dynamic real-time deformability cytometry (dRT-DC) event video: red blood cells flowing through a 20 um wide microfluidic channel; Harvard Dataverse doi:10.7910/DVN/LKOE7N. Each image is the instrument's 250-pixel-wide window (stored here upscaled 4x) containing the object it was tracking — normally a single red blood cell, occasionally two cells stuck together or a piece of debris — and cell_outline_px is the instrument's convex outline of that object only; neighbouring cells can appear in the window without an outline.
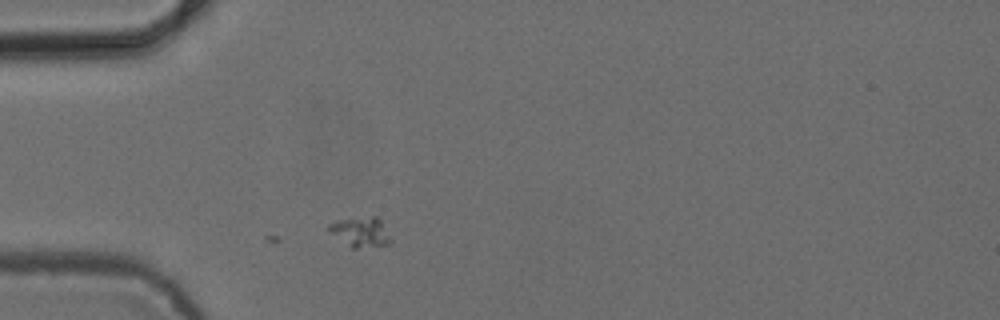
{"species": "common noctule bat (a hibernating species)", "species_latin": "Nyctalus noctula", "temperature_condition": "cold", "stored_images_in_passage": 4, "camera_frame_rate_fps": 3000, "um_per_image_px": 0.085, "animal": {"sex": "female", "body_mass_g": 24.6, "forearm_length_mm": 56.2}, "frame": {"image": 1, "passage_image": 4, "time_ms": 1.0, "image_size_px": [1000, 320], "cell_outline_px": [[392, 244], [356, 248], [352, 248], [328, 232], [328, 224], [336, 220], [372, 216], [376, 216], [380, 220], [392, 240]], "centroid_in_image_um": [30.64, 19.72], "position_along_channel_um": 54.4, "area_um2": 10.75}}